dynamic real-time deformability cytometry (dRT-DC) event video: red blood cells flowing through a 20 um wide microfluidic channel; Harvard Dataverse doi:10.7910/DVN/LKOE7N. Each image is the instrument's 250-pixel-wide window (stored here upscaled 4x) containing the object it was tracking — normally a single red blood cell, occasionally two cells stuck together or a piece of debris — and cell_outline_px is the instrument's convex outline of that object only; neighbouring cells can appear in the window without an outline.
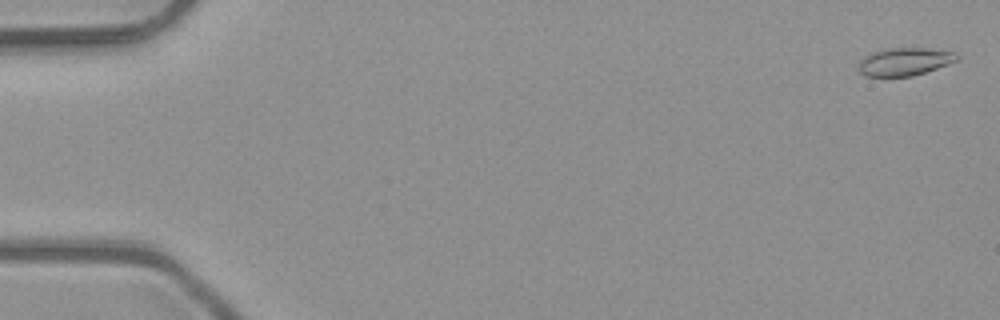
{"species": "common noctule bat (a hibernating species)", "species_latin": "Nyctalus noctula", "temperature_condition": "room temperature", "stored_images_in_passage": 6, "camera_frame_rate_fps": 3000, "um_per_image_px": 0.085, "animal": {"sex": "male", "body_mass_g": 23.1, "forearm_length_mm": 52.7}, "frame": {"image": 1, "passage_image": 1, "time_ms": 0.0, "image_size_px": [1000, 320], "cell_outline_px": [[960, 56], [956, 60], [948, 64], [912, 76], [864, 76], [856, 68], [860, 60], [876, 52], [888, 48], [928, 48], [956, 52]], "centroid_in_image_um": [76.9, 5.24], "position_along_channel_um": 8.1, "area_um2": 15.78}}
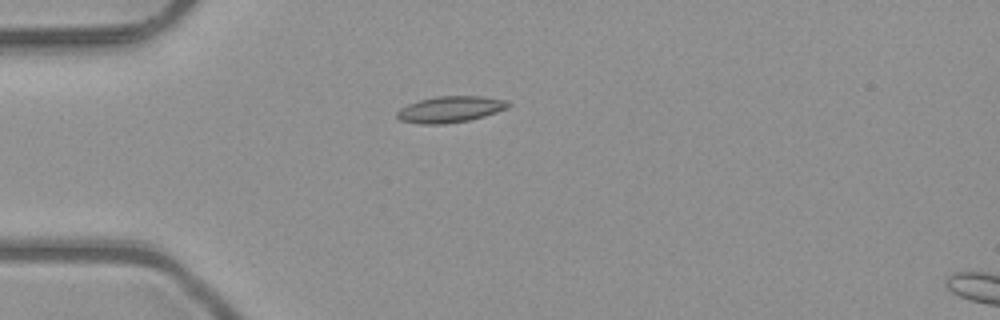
{"frame": {"image": 2, "passage_image": 5, "time_ms": 1.333, "image_size_px": [1000, 320], "cell_outline_px": [[512, 104], [508, 108], [484, 116], [468, 120], [444, 124], [420, 124], [400, 120], [396, 116], [396, 112], [400, 108], [408, 104], [420, 100], [436, 96], [480, 96], [508, 100]], "centroid_in_image_um": [38.28, 9.29], "position_along_channel_um": 46.7, "area_um2": 17.05}}